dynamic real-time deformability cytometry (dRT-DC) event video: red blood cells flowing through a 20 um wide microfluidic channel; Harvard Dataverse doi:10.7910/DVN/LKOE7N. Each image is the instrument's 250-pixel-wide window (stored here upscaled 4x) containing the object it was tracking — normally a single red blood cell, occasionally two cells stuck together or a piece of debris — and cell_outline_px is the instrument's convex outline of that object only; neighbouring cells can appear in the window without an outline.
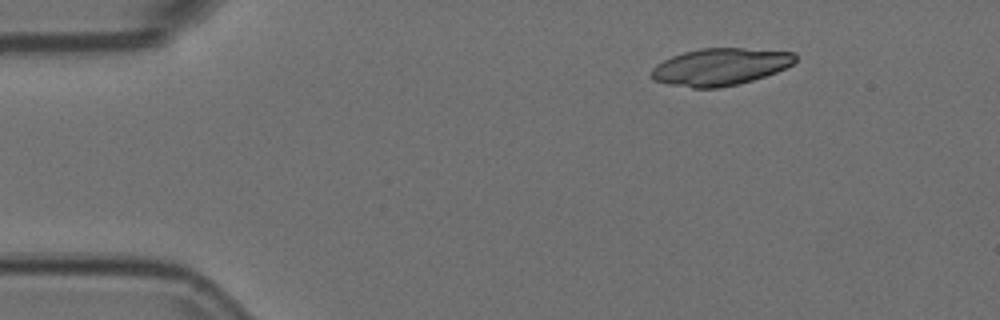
{"species": "Egyptian fruit bat (a non-hibernating species)", "species_latin": "Rousettus aegyptiacus", "temperature_condition": "room temperature", "stored_images_in_passage": 1, "camera_frame_rate_fps": 3000, "um_per_image_px": 0.085, "animal": {"sex": "female"}, "frame": {"image": 1, "passage_image": 1, "time_ms": 0.0, "image_size_px": [1000, 320], "cell_outline_px": [[796, 60], [792, 64], [776, 72], [752, 80], [720, 88], [692, 88], [668, 84], [652, 80], [652, 68], [656, 64], [672, 56], [684, 52], [700, 48], [744, 48], [796, 52]], "centroid_in_image_um": [61.21, 5.67], "position_along_channel_um": 23.8, "area_um2": 31.1}}